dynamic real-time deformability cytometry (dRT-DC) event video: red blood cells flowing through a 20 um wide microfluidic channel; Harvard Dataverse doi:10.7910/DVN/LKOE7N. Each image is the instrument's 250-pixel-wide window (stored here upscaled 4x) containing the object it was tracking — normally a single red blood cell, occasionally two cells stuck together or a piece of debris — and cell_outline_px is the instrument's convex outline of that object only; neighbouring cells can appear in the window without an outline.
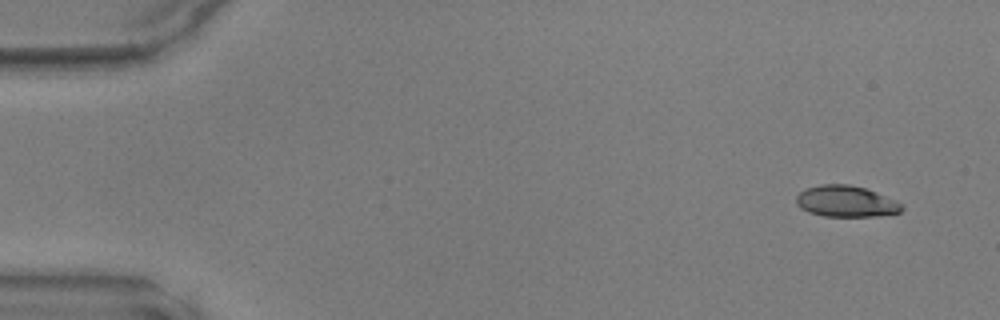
{"species": "common noctule bat (a hibernating species)", "species_latin": "Nyctalus noctula", "temperature_condition": "warm", "stored_images_in_passage": 46, "camera_frame_rate_fps": 3000, "um_per_image_px": 0.085, "animal": {"sex": "male", "body_mass_g": 17.9, "forearm_length_mm": 54.2}, "frame": {"image": 1, "passage_image": 1, "time_ms": 0.0, "image_size_px": [1000, 320], "cell_outline_px": [[904, 208], [900, 212], [876, 216], [824, 216], [808, 212], [800, 208], [796, 204], [796, 196], [800, 192], [808, 188], [820, 184], [848, 184], [864, 188], [876, 192], [896, 200], [904, 204]], "centroid_in_image_um": [71.92, 17.12], "position_along_channel_um": 13.1, "area_um2": 19.25}}
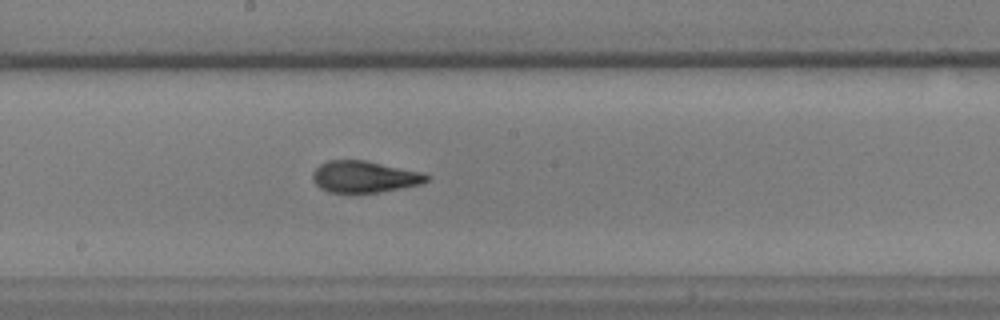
{"frame": {"image": 2, "passage_image": 24, "time_ms": 7.667, "image_size_px": [1000, 320], "cell_outline_px": [[432, 176], [428, 180], [420, 184], [380, 192], [328, 192], [320, 188], [312, 180], [312, 172], [320, 164], [328, 160], [364, 160], [424, 172]], "centroid_in_image_um": [30.98, 15.01], "position_along_channel_um": 217.2, "area_um2": 21.04}}
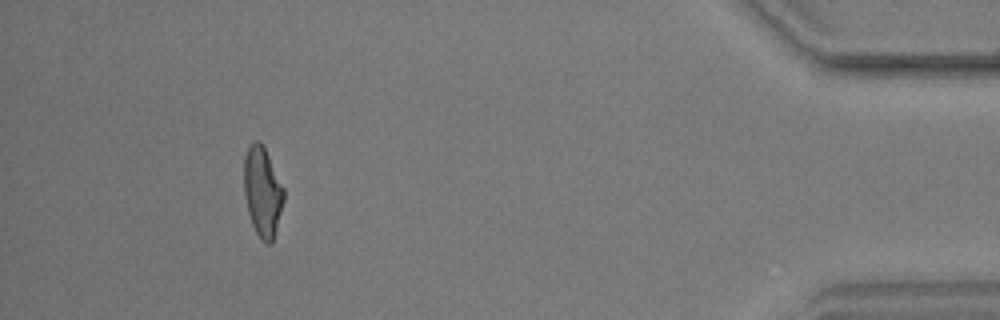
{"frame": {"image": 3, "passage_image": 42, "time_ms": 13.667, "image_size_px": [1000, 320], "cell_outline_px": [[284, 200], [272, 244], [268, 244], [260, 240], [252, 224], [248, 212], [244, 196], [244, 156], [252, 140], [260, 140], [264, 144], [284, 188]], "centroid_in_image_um": [22.31, 16.26], "position_along_channel_um": 412.9, "area_um2": 21.15}}